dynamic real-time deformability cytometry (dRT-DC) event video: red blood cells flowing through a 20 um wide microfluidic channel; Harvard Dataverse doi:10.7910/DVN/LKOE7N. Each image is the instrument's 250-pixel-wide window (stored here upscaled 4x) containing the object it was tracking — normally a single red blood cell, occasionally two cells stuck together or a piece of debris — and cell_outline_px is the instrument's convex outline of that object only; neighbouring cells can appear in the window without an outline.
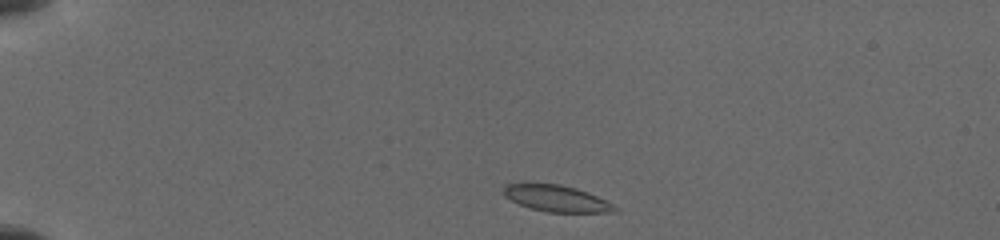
{"species": "common noctule bat (a hibernating species)", "species_latin": "Nyctalus noctula", "temperature_condition": "cold", "stored_images_in_passage": 16, "camera_frame_rate_fps": 3000, "um_per_image_px": 0.085, "animal": {"sex": "female", "body_mass_g": 19.5, "forearm_length_mm": 54.1}, "frame": {"image": 1, "passage_image": 1, "time_ms": 0.0, "image_size_px": [1000, 240], "cell_outline_px": [[620, 208], [616, 212], [548, 212], [532, 208], [520, 204], [504, 196], [504, 184], [560, 184], [576, 188], [588, 192]], "centroid_in_image_um": [47.34, 16.87], "position_along_channel_um": 37.7, "area_um2": 16.82}}
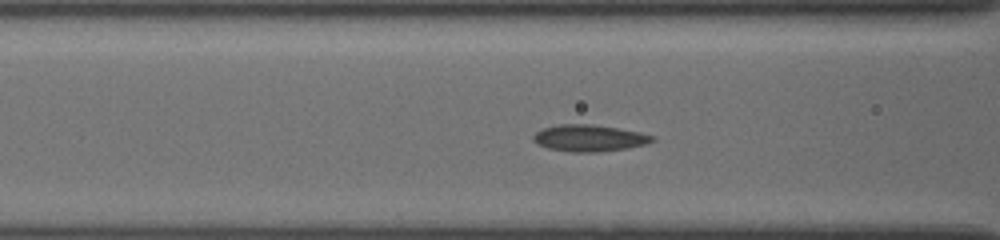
{"frame": {"image": 2, "passage_image": 10, "time_ms": 3.667, "image_size_px": [1000, 240], "cell_outline_px": [[656, 140], [644, 144], [628, 148], [596, 152], [572, 152], [548, 148], [536, 144], [532, 140], [532, 136], [536, 132], [544, 128], [560, 124], [592, 124], [640, 132], [656, 136]], "centroid_in_image_um": [50.08, 11.74], "position_along_channel_um": 116.5, "area_um2": 18.5}}
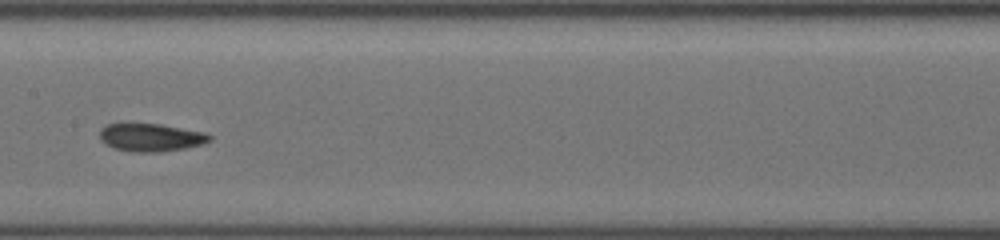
{"frame": {"image": 3, "passage_image": 14, "time_ms": 5.667, "image_size_px": [1000, 240], "cell_outline_px": [[212, 140], [204, 144], [184, 148], [160, 152], [132, 152], [116, 148], [104, 144], [100, 140], [100, 128], [104, 124], [120, 120], [160, 124], [204, 132], [212, 136]], "centroid_in_image_um": [12.74, 11.63], "position_along_channel_um": 194.7, "area_um2": 18.73}}